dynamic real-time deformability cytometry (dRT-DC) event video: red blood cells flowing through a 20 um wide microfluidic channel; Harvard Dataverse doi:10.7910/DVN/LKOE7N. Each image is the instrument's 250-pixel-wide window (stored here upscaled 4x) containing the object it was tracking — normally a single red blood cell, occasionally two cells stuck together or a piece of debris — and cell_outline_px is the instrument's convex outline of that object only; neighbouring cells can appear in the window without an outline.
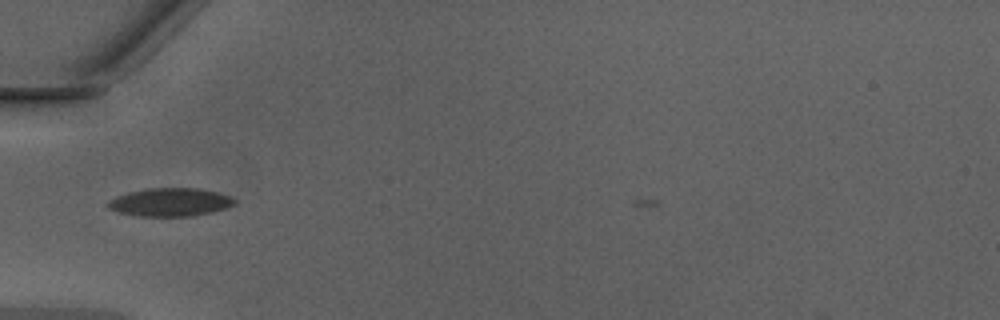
{"species": "Egyptian fruit bat (a non-hibernating species)", "species_latin": "Rousettus aegyptiacus", "temperature_condition": "warm", "stored_images_in_passage": 28, "camera_frame_rate_fps": 3000, "um_per_image_px": 0.085, "animal": {"sex": "male"}, "frame": {"image": 1, "passage_image": 1, "time_ms": 0.0, "image_size_px": [1000, 320], "cell_outline_px": [[236, 204], [228, 208], [212, 212], [192, 216], [140, 216], [116, 212], [108, 208], [104, 204], [108, 200], [116, 196], [128, 192], [144, 188], [200, 188], [232, 196], [236, 200]], "centroid_in_image_um": [14.45, 17.18], "position_along_channel_um": 70.5, "area_um2": 21.21}}
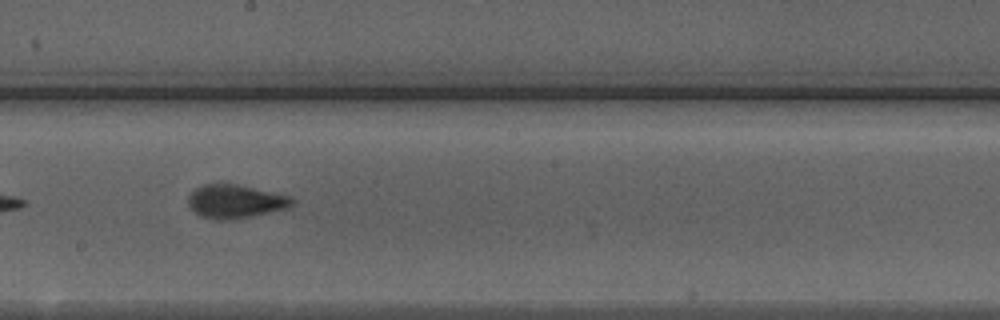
{"frame": {"image": 2, "passage_image": 12, "time_ms": 3.667, "image_size_px": [1000, 320], "cell_outline_px": [[296, 200], [288, 208], [248, 216], [224, 220], [216, 220], [200, 216], [188, 204], [188, 196], [196, 188], [204, 184], [236, 184], [292, 196]], "centroid_in_image_um": [20.01, 17.11], "position_along_channel_um": 228.2, "area_um2": 20.0}}
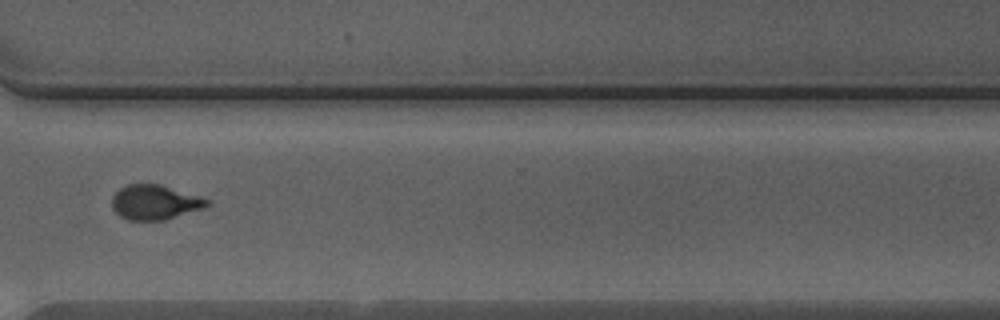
{"frame": {"image": 3, "passage_image": 21, "time_ms": 6.667, "image_size_px": [1000, 320], "cell_outline_px": [[212, 204], [204, 208], [164, 220], [128, 220], [120, 216], [112, 208], [112, 196], [120, 188], [128, 184], [160, 184], [200, 196], [212, 200]], "centroid_in_image_um": [13.19, 17.19], "position_along_channel_um": 357.4, "area_um2": 19.36}, "authors_computed_cell_mechanics": {"area_um2": 19.6809, "velocity_mm_per_s": 4.3116, "shape_relaxation_time_tau1_ms": 2.8793, "shape_relaxation_time_tau2_ms": 0.9325, "deformation_change_tau1": 0.1448, "deformation_change_tau2": 0.0601}}